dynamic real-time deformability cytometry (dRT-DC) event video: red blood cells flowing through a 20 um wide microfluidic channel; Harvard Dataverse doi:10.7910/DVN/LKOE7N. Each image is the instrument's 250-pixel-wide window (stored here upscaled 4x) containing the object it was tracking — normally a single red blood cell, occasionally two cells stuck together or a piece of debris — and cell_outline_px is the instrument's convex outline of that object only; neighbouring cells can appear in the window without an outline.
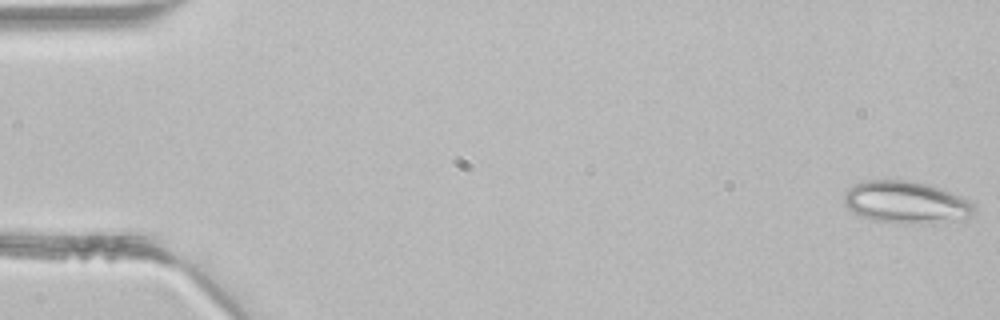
{"species": "common noctule bat (a hibernating species)", "species_latin": "Nyctalus noctula", "temperature_condition": "room temperature", "stored_images_in_passage": 3, "camera_frame_rate_fps": 3000, "um_per_image_px": 0.085, "animal": {"sex": "male", "body_mass_g": 21.5, "forearm_length_mm": 52.0}, "frame": {"image": 1, "passage_image": 1, "time_ms": 0.0, "image_size_px": [1000, 320], "cell_outline_px": [[976, 212], [964, 224], [904, 224], [872, 220], [852, 212], [844, 204], [844, 192], [848, 188], [864, 180], [908, 180], [928, 184], [944, 188], [976, 204]], "centroid_in_image_um": [77.16, 17.25], "position_along_channel_um": 7.8, "area_um2": 33.47}}